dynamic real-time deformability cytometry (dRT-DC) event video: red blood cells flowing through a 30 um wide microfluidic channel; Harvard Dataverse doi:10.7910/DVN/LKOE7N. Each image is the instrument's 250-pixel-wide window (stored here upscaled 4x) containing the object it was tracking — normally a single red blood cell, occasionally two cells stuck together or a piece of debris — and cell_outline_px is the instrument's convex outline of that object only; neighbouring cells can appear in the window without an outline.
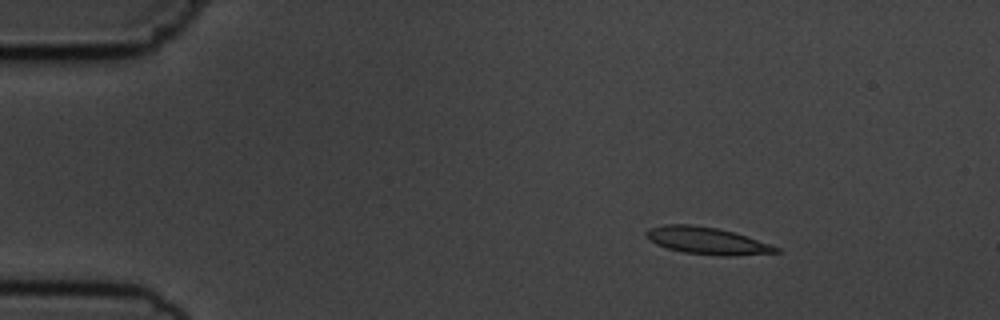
{"species": "common noctule bat (a hibernating species)", "species_latin": "Nyctalus noctula", "temperature_condition": "cold", "stored_images_in_passage": 5, "camera_frame_rate_fps": 3000, "um_per_image_px": 0.085, "animal": {"sex": "male", "body_mass_g": 19.5, "forearm_length_mm": 54.6}, "frame": {"image": 1, "passage_image": 2, "time_ms": 2.0, "image_size_px": [1000, 320], "cell_outline_px": [[780, 252], [736, 256], [724, 256], [684, 252], [668, 248], [656, 244], [648, 240], [644, 232], [648, 228], [664, 224], [692, 224], [716, 228], [732, 232], [780, 248]], "centroid_in_image_um": [60.03, 20.46], "position_along_channel_um": 25.0, "area_um2": 20.29}}
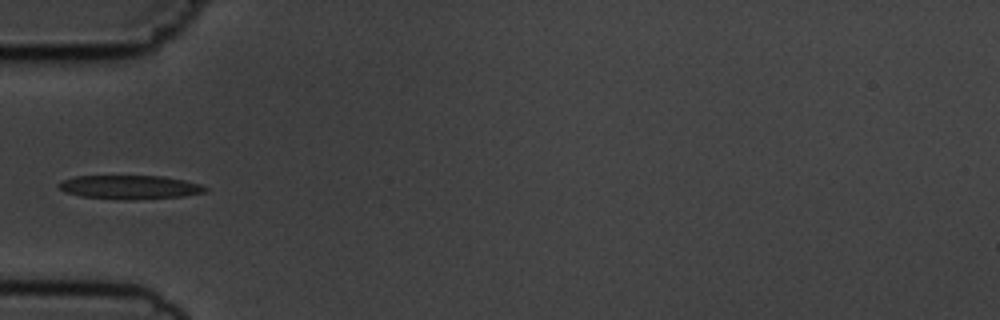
{"frame": {"image": 2, "passage_image": 5, "time_ms": 5.333, "image_size_px": [1000, 320], "cell_outline_px": [[208, 192], [184, 196], [136, 200], [120, 200], [80, 196], [64, 192], [60, 188], [60, 184], [64, 180], [76, 176], [164, 176], [184, 180], [200, 184], [208, 188]], "centroid_in_image_um": [11.09, 15.92], "position_along_channel_um": 73.9, "area_um2": 20.46}}